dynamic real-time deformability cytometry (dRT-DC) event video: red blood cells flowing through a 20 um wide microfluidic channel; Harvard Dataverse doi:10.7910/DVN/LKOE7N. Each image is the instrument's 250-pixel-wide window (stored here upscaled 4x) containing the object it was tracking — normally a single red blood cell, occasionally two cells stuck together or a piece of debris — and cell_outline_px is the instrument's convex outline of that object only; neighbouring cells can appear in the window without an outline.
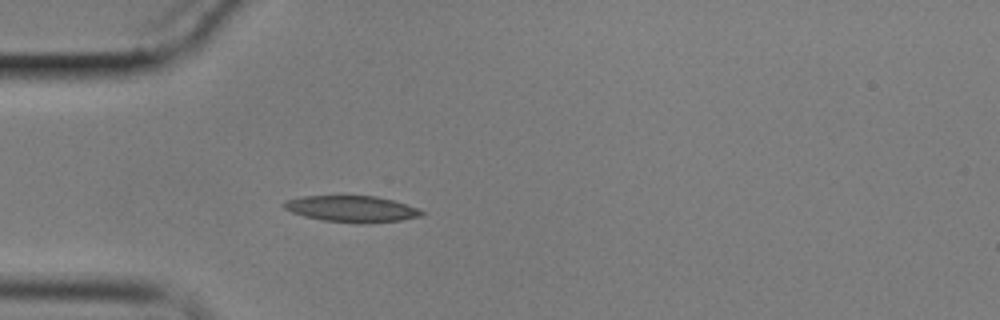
{"species": "common noctule bat (a hibernating species)", "species_latin": "Nyctalus noctula", "temperature_condition": "cold", "stored_images_in_passage": 44, "camera_frame_rate_fps": 3000, "um_per_image_px": 0.085, "animal": {"sex": "male", "body_mass_g": 17.9}, "frame": {"image": 1, "passage_image": 1, "time_ms": 0.0, "image_size_px": [1000, 320], "cell_outline_px": [[424, 212], [420, 216], [400, 220], [364, 224], [360, 224], [324, 220], [304, 216], [292, 212], [284, 208], [280, 204], [284, 200], [304, 196], [376, 196], [392, 200], [420, 208]], "centroid_in_image_um": [29.88, 17.75], "position_along_channel_um": 55.1, "area_um2": 21.15}}
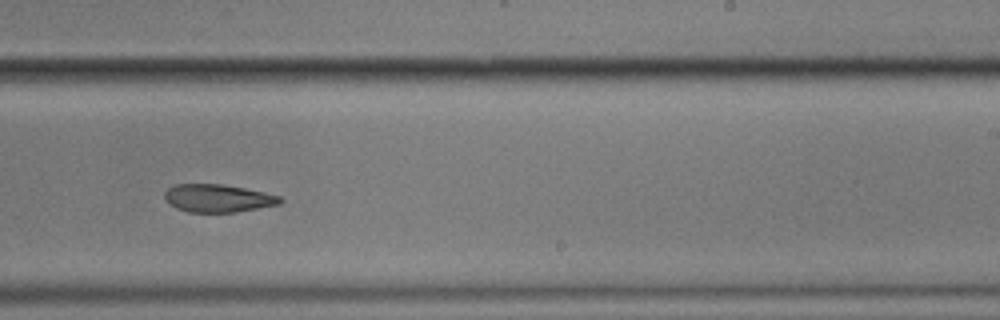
{"frame": {"image": 2, "passage_image": 21, "time_ms": 6.667, "image_size_px": [1000, 320], "cell_outline_px": [[284, 200], [280, 204], [236, 212], [188, 212], [176, 208], [164, 196], [164, 192], [172, 184], [224, 184], [264, 192], [280, 196]], "centroid_in_image_um": [18.54, 16.84], "position_along_channel_um": 270.5, "area_um2": 18.73}}
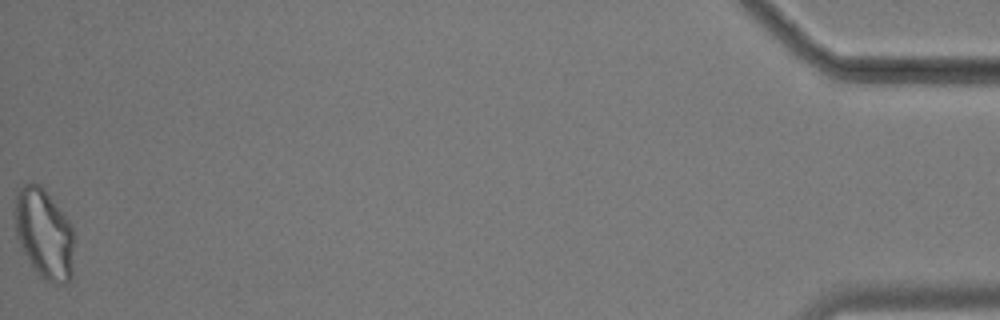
{"frame": {"image": 3, "passage_image": 44, "time_ms": 14.333, "image_size_px": [1000, 320], "cell_outline_px": [[72, 276], [64, 284], [56, 284], [44, 280], [32, 268], [16, 236], [16, 192], [28, 180], [32, 180], [40, 184], [44, 188], [72, 224]], "centroid_in_image_um": [3.74, 19.84], "position_along_channel_um": 431.5, "area_um2": 31.04}}